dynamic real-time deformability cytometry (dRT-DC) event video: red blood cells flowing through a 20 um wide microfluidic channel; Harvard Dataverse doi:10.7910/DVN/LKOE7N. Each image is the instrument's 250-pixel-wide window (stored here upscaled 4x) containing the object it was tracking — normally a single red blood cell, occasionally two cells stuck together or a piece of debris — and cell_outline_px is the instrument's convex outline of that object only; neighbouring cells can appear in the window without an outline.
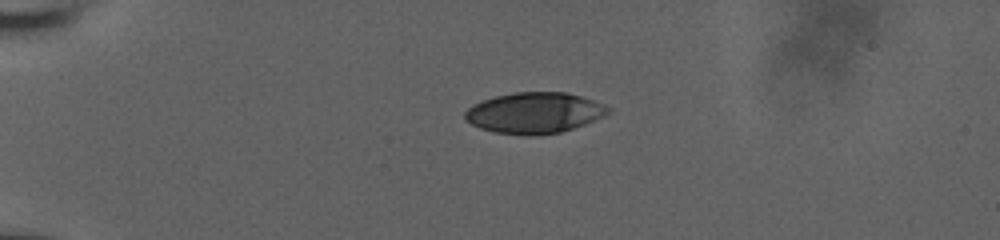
{"species": "human", "species_latin": "Homo sapiens", "temperature_condition": "room temperature", "stored_images_in_passage": 42, "camera_frame_rate_fps": 3000, "um_per_image_px": 0.085, "donor": {"sex": "male"}, "frame": {"image": 1, "passage_image": 1, "time_ms": 0.0, "image_size_px": [1000, 240], "cell_outline_px": [[612, 112], [604, 116], [584, 124], [560, 132], [492, 132], [480, 128], [464, 120], [464, 112], [472, 104], [496, 96], [512, 92], [564, 92], [580, 96], [604, 104], [612, 108]], "centroid_in_image_um": [45.43, 9.54], "position_along_channel_um": 39.6, "area_um2": 33.23}}
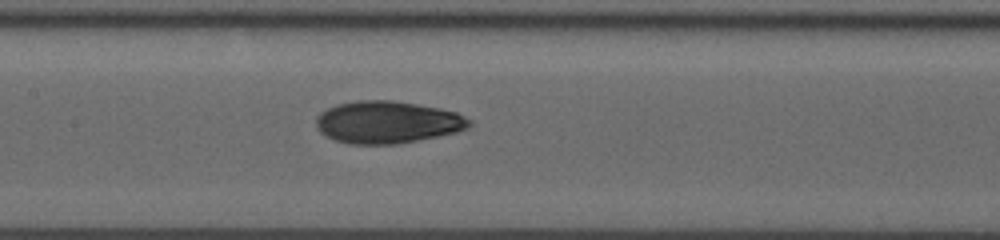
{"frame": {"image": 2, "passage_image": 16, "time_ms": 5.0, "image_size_px": [1000, 240], "cell_outline_px": [[472, 124], [468, 128], [456, 132], [396, 144], [348, 144], [336, 140], [320, 132], [316, 128], [316, 116], [320, 112], [336, 104], [356, 100], [392, 100], [440, 108], [456, 112], [472, 120]], "centroid_in_image_um": [32.91, 10.38], "position_along_channel_um": 174.5, "area_um2": 37.74}}
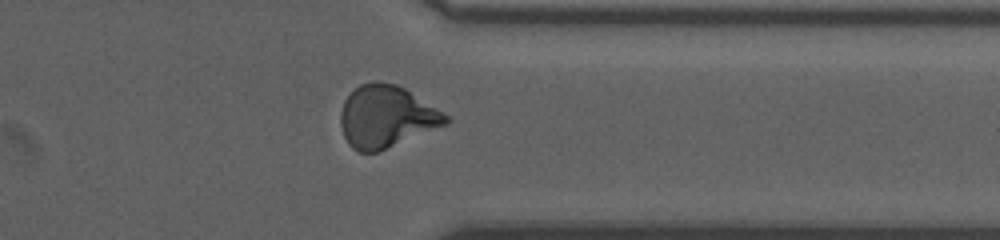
{"frame": {"image": 3, "passage_image": 32, "time_ms": 10.333, "image_size_px": [1000, 240], "cell_outline_px": [[452, 120], [448, 124], [376, 152], [360, 152], [352, 148], [348, 144], [344, 136], [340, 124], [340, 112], [344, 100], [360, 84], [372, 80], [380, 80], [396, 84], [404, 88], [452, 116]], "centroid_in_image_um": [32.86, 9.89], "position_along_channel_um": 378.5, "area_um2": 38.32}, "authors_computed_cell_mechanics": {"area_um2": 36.6163, "velocity_mm_per_s": 3.8578, "shape_relaxation_time_tau1_ms": 6.4244, "shape_relaxation_time_tau2_ms": 1.7735, "deformation_change_tau1": 0.2153, "deformation_change_tau2": 0.0717}}